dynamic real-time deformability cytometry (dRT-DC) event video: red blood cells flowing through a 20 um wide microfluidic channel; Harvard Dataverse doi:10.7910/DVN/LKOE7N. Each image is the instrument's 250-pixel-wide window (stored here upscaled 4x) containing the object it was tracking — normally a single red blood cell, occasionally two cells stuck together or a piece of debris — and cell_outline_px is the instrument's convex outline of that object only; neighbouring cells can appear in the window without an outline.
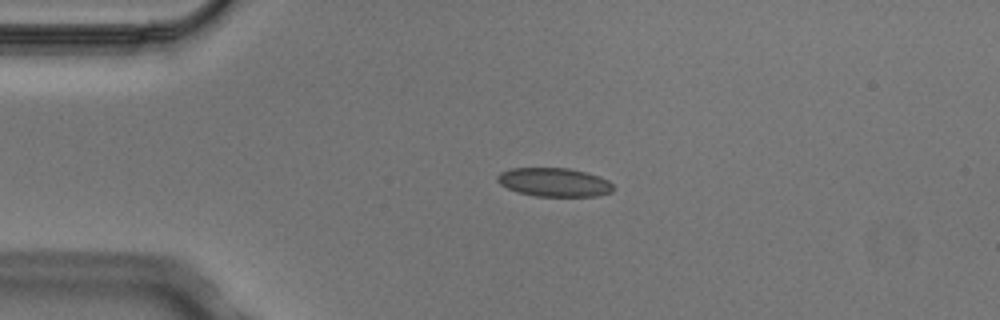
{"species": "Egyptian fruit bat (a non-hibernating species)", "species_latin": "Rousettus aegyptiacus", "temperature_condition": "cold", "stored_images_in_passage": 2, "camera_frame_rate_fps": 3000, "um_per_image_px": 0.085, "animal": {"sex": "male"}, "frame": {"image": 1, "passage_image": 1, "time_ms": 0.0, "image_size_px": [1000, 320], "cell_outline_px": [[612, 192], [596, 196], [536, 196], [520, 192], [508, 188], [500, 184], [496, 180], [496, 176], [500, 172], [512, 168], [568, 168], [588, 172], [600, 176], [608, 180], [612, 184]], "centroid_in_image_um": [47.11, 15.48], "position_along_channel_um": 37.9, "area_um2": 19.36}}
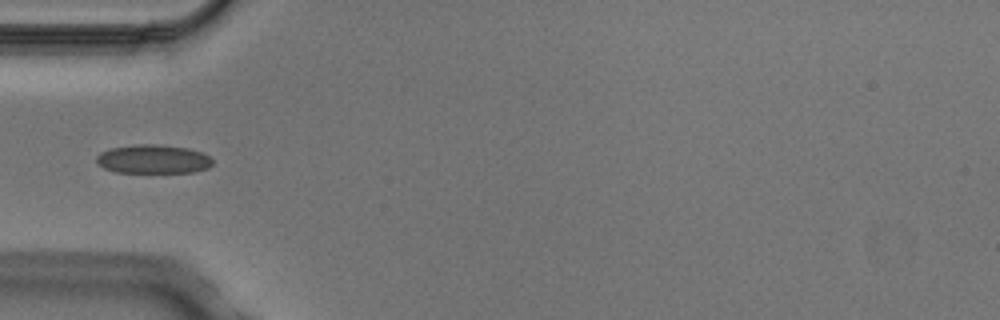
{"frame": {"image": 2, "passage_image": 2, "time_ms": 0.333, "image_size_px": [1000, 320], "cell_outline_px": [[212, 164], [208, 168], [192, 172], [116, 172], [104, 168], [96, 160], [96, 156], [100, 152], [112, 148], [136, 144], [156, 144], [188, 148], [200, 152], [208, 156], [212, 160]], "centroid_in_image_um": [13.01, 13.52], "position_along_channel_um": 72.0, "area_um2": 19.31}}